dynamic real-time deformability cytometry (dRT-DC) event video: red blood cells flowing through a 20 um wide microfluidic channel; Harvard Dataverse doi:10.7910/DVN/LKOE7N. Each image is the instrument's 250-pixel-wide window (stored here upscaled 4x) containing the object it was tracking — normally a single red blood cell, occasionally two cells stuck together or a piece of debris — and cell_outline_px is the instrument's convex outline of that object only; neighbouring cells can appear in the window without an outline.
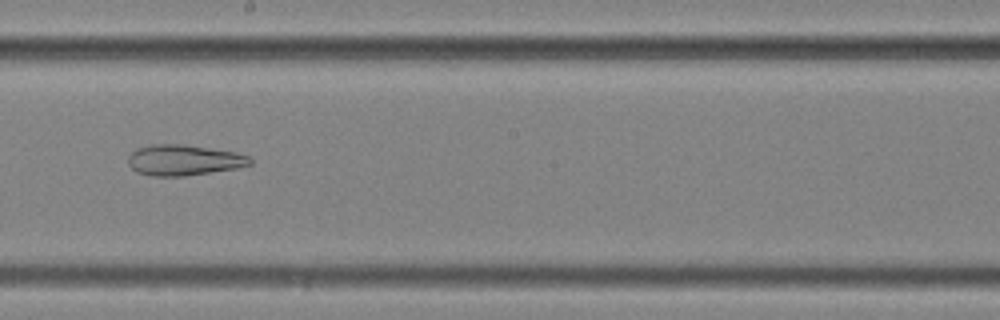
{"species": "common noctule bat (a hibernating species)", "species_latin": "Nyctalus noctula", "temperature_condition": "cold", "stored_images_in_passage": 44, "camera_frame_rate_fps": 3000, "um_per_image_px": 0.085, "animal": {"sex": "female", "body_mass_g": 25.1}, "frame": {"image": 1, "passage_image": 26, "time_ms": 8.333, "image_size_px": [1000, 320], "cell_outline_px": [[252, 164], [236, 168], [184, 176], [152, 176], [136, 172], [128, 164], [128, 156], [136, 148], [152, 144], [180, 144], [236, 152], [248, 156], [252, 160]], "centroid_in_image_um": [15.59, 13.61], "position_along_channel_um": 232.6, "area_um2": 21.73}}
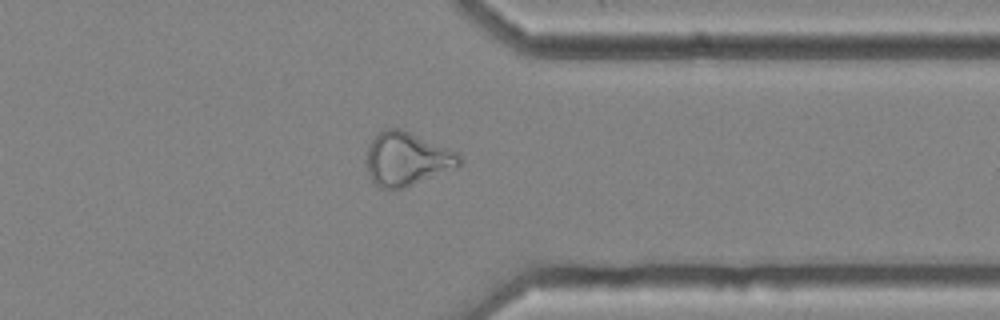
{"frame": {"image": 2, "passage_image": 38, "time_ms": 12.333, "image_size_px": [1000, 320], "cell_outline_px": [[460, 164], [404, 188], [380, 188], [372, 180], [368, 172], [364, 160], [368, 144], [384, 128], [400, 128], [460, 152]], "centroid_in_image_um": [34.52, 13.48], "position_along_channel_um": 376.9, "area_um2": 28.73}}